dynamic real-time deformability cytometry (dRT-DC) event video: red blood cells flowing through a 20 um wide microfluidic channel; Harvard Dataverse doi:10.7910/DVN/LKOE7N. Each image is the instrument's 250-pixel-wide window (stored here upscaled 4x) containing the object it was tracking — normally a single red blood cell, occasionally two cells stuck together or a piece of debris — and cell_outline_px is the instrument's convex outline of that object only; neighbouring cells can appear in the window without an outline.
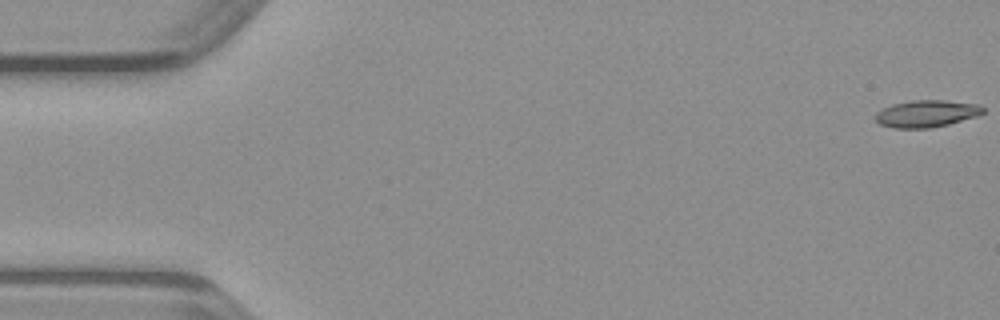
{"species": "common noctule bat (a hibernating species)", "species_latin": "Nyctalus noctula", "temperature_condition": "warm", "stored_images_in_passage": 49, "camera_frame_rate_fps": 3000, "um_per_image_px": 0.085, "animal": {"sex": "male", "body_mass_g": 23.1, "forearm_length_mm": 52.7}, "frame": {"image": 1, "passage_image": 1, "time_ms": 0.0, "image_size_px": [1000, 320], "cell_outline_px": [[984, 112], [976, 116], [948, 124], [928, 128], [892, 128], [880, 124], [872, 116], [876, 112], [892, 104], [912, 100], [944, 100], [980, 104], [984, 108]], "centroid_in_image_um": [78.73, 9.65], "position_along_channel_um": 6.3, "area_um2": 16.99}}
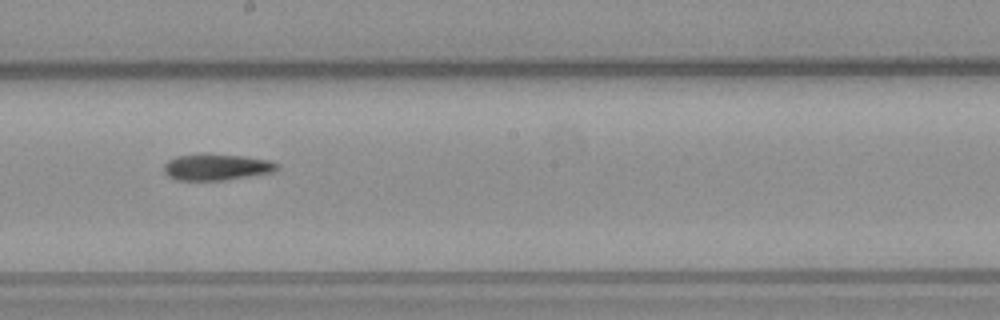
{"frame": {"image": 2, "passage_image": 27, "time_ms": 8.667, "image_size_px": [1000, 320], "cell_outline_px": [[280, 168], [272, 172], [224, 180], [176, 180], [168, 176], [164, 172], [164, 164], [168, 160], [176, 156], [200, 152], [244, 156], [268, 160], [280, 164]], "centroid_in_image_um": [18.38, 14.18], "position_along_channel_um": 229.8, "area_um2": 17.69}}
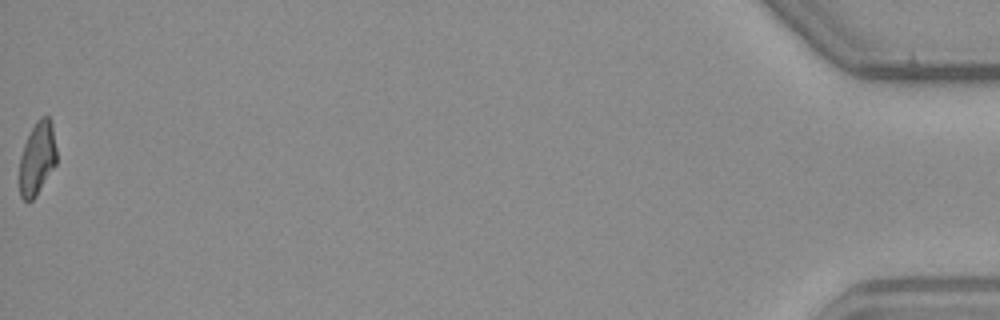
{"frame": {"image": 3, "passage_image": 49, "time_ms": 16.0, "image_size_px": [1000, 320], "cell_outline_px": [[56, 164], [36, 196], [28, 204], [20, 196], [20, 156], [24, 144], [36, 120], [40, 116], [48, 116], [52, 124], [56, 148]], "centroid_in_image_um": [3.16, 13.47], "position_along_channel_um": 432.0, "area_um2": 15.84}}